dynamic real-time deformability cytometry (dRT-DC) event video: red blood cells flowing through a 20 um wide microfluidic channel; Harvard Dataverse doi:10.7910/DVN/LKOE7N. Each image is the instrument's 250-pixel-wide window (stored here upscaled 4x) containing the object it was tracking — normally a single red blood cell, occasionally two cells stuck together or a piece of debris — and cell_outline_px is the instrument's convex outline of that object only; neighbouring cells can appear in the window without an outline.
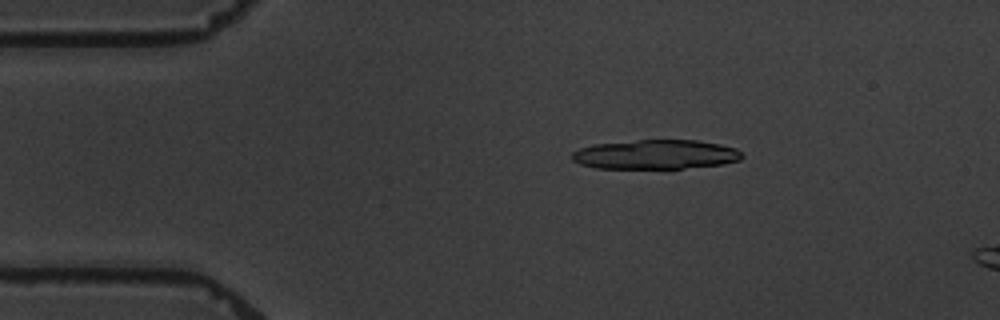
{"species": "common noctule bat (a hibernating species)", "species_latin": "Nyctalus noctula", "temperature_condition": "warm", "stored_images_in_passage": 3, "camera_frame_rate_fps": 3000, "um_per_image_px": 0.085, "animal": {"sex": "male", "body_mass_g": 19.5, "forearm_length_mm": 54.6}, "frame": {"image": 1, "passage_image": 2, "time_ms": 1.333, "image_size_px": [1000, 320], "cell_outline_px": [[744, 156], [740, 160], [724, 164], [684, 168], [596, 168], [580, 164], [572, 160], [572, 152], [580, 148], [592, 144], [636, 140], [696, 140], [720, 144], [736, 148]], "centroid_in_image_um": [55.73, 13.13], "position_along_channel_um": 29.3, "area_um2": 29.19}}